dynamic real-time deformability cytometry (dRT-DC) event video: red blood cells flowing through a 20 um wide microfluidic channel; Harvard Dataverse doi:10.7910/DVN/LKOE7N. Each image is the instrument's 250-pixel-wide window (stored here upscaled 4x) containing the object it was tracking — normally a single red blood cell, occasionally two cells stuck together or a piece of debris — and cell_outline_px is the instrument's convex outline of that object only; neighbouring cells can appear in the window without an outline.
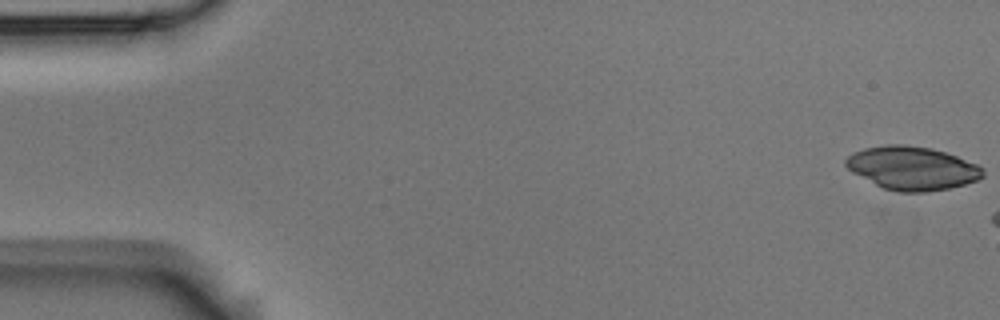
{"species": "Egyptian fruit bat (a non-hibernating species)", "species_latin": "Rousettus aegyptiacus", "temperature_condition": "room temperature", "stored_images_in_passage": 7, "segment_of_instrument_passage": [1, 2], "camera_frame_rate_fps": 3000, "um_per_image_px": 0.085, "animal": {"sex": "male"}, "frame": {"image": 1, "passage_image": 1, "time_ms": 0.0, "image_size_px": [1000, 320], "cell_outline_px": [[984, 176], [976, 180], [964, 184], [948, 188], [924, 192], [900, 192], [884, 188], [852, 172], [844, 164], [844, 160], [852, 152], [864, 148], [888, 144], [904, 144], [932, 148], [956, 156], [976, 164], [984, 168]], "centroid_in_image_um": [77.52, 14.28], "position_along_channel_um": 7.5, "area_um2": 34.51}}